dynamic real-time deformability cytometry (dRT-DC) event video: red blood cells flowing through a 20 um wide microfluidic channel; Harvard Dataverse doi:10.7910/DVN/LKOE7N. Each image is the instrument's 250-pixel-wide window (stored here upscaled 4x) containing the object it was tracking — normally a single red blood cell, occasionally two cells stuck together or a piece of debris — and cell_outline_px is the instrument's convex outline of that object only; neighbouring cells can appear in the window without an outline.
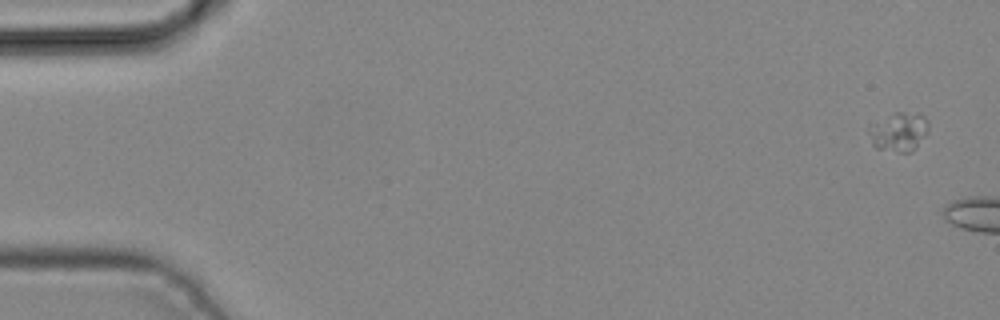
{"species": "common noctule bat (a hibernating species)", "species_latin": "Nyctalus noctula", "temperature_condition": "cold", "stored_images_in_passage": 4, "camera_frame_rate_fps": 3000, "um_per_image_px": 0.085, "animal": {"sex": "male", "body_mass_g": 19.2, "forearm_length_mm": 51.8}, "frame": {"image": 1, "passage_image": 1, "time_ms": 0.0, "image_size_px": [1000, 320], "cell_outline_px": [[928, 132], [916, 148], [912, 152], [896, 152], [876, 148], [872, 144], [868, 132], [876, 124], [896, 112], [904, 112], [924, 116], [928, 120]], "centroid_in_image_um": [76.46, 11.25], "position_along_channel_um": 8.5, "area_um2": 13.12}}